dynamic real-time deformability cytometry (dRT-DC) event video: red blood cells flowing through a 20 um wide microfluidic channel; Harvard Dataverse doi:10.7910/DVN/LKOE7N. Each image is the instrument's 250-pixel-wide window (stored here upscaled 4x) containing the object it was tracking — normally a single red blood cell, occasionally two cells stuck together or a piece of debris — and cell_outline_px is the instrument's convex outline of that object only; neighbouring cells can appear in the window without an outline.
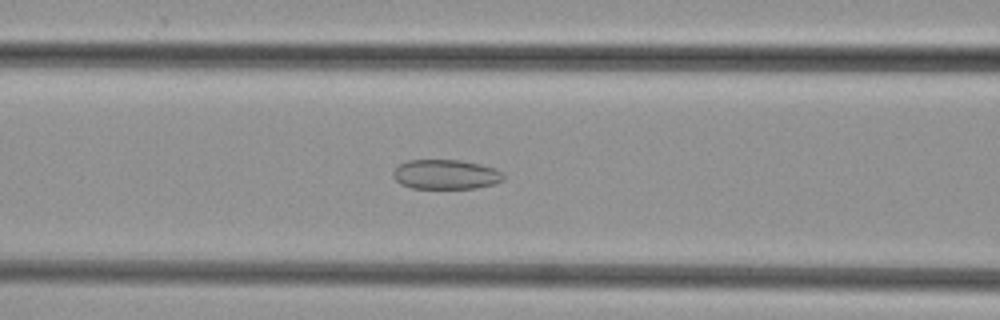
{"species": "common noctule bat (a hibernating species)", "species_latin": "Nyctalus noctula", "temperature_condition": "cold", "stored_images_in_passage": 40, "camera_frame_rate_fps": 3000, "um_per_image_px": 0.085, "animal": {"sex": "female", "body_mass_g": 29.2, "forearm_length_mm": 56.3}, "frame": {"image": 1, "passage_image": 11, "time_ms": 3.333, "image_size_px": [1000, 320], "cell_outline_px": [[504, 180], [492, 184], [476, 188], [412, 188], [400, 184], [392, 176], [392, 172], [400, 164], [408, 160], [460, 160], [480, 164], [496, 168], [504, 172]], "centroid_in_image_um": [37.9, 14.82], "position_along_channel_um": 128.7, "area_um2": 19.13}}
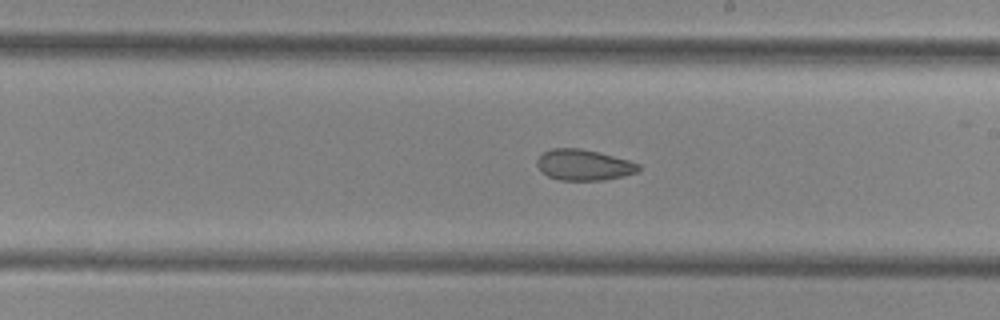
{"frame": {"image": 2, "passage_image": 19, "time_ms": 6.0, "image_size_px": [1000, 320], "cell_outline_px": [[640, 168], [636, 172], [624, 176], [604, 180], [560, 180], [548, 176], [540, 172], [536, 164], [536, 160], [544, 152], [552, 148], [580, 148], [628, 160], [640, 164]], "centroid_in_image_um": [49.58, 14.03], "position_along_channel_um": 239.4, "area_um2": 18.21}}
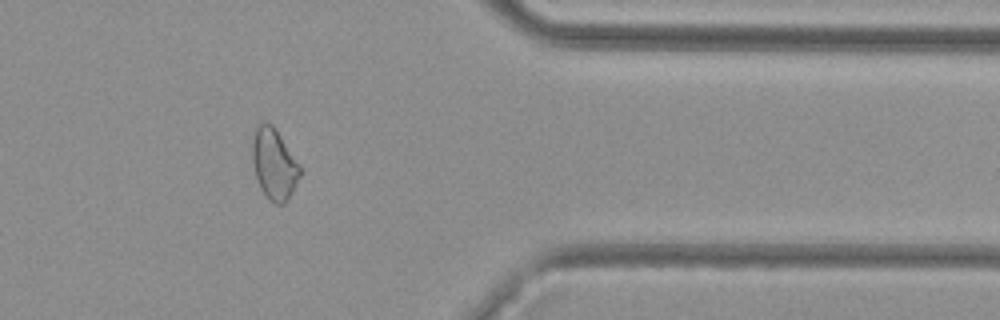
{"frame": {"image": 3, "passage_image": 31, "time_ms": 10.0, "image_size_px": [1000, 320], "cell_outline_px": [[304, 168], [288, 200], [284, 204], [276, 204], [268, 200], [260, 188], [256, 180], [252, 160], [252, 140], [256, 128], [260, 124], [272, 124]], "centroid_in_image_um": [23.32, 13.99], "position_along_channel_um": 388.1, "area_um2": 20.0}}